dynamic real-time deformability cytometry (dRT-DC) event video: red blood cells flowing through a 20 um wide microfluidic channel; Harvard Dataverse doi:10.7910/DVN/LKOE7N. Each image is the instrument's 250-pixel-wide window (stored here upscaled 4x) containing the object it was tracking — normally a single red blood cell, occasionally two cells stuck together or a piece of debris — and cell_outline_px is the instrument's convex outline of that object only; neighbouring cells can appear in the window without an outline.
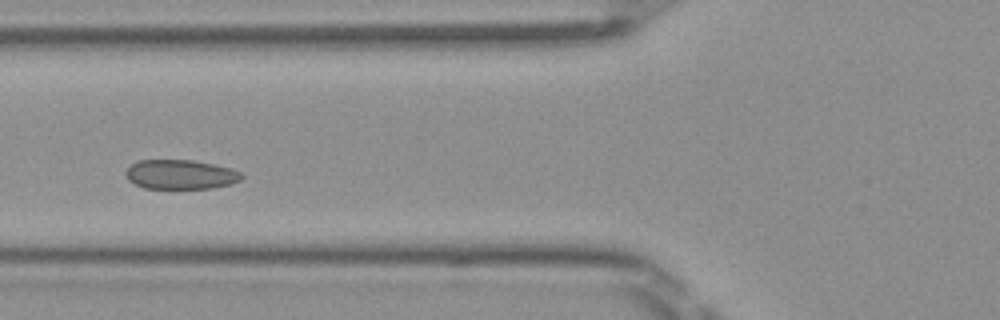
{"species": "Egyptian fruit bat (a non-hibernating species)", "species_latin": "Rousettus aegyptiacus", "temperature_condition": "room temperature", "stored_images_in_passage": 32, "camera_frame_rate_fps": 3000, "um_per_image_px": 0.085, "frame": {"image": 1, "passage_image": 5, "time_ms": 1.333, "image_size_px": [1000, 320], "cell_outline_px": [[244, 176], [240, 180], [232, 184], [212, 188], [144, 188], [128, 180], [124, 172], [136, 160], [192, 160], [232, 168], [240, 172]], "centroid_in_image_um": [15.35, 14.83], "position_along_channel_um": 110.5, "area_um2": 19.88}}